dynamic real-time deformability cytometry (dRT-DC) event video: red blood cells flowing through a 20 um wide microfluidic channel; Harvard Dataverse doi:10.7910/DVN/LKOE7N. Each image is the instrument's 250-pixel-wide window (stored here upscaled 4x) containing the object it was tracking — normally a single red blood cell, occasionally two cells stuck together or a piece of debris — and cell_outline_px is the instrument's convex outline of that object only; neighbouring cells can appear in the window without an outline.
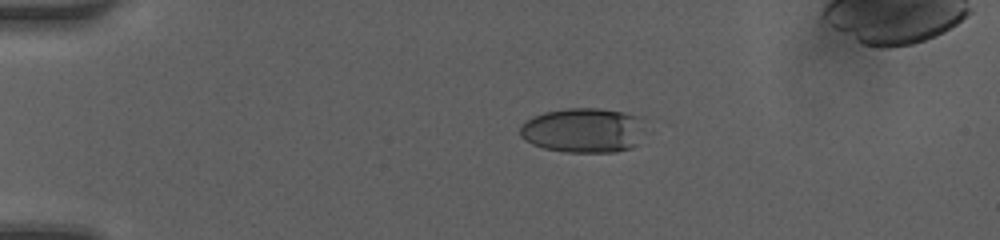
{"species": "human", "species_latin": "Homo sapiens", "temperature_condition": "room temperature", "stored_images_in_passage": 44, "camera_frame_rate_fps": 3000, "um_per_image_px": 0.085, "donor": {"sex": "female"}, "frame": {"image": 1, "passage_image": 6, "time_ms": 1.667, "image_size_px": [1000, 240], "cell_outline_px": [[640, 116], [636, 144], [632, 148], [616, 152], [564, 152], [544, 148], [532, 144], [524, 140], [520, 136], [520, 128], [532, 116], [544, 112], [568, 108], [596, 108], [624, 112]], "centroid_in_image_um": [49.5, 11.08], "position_along_channel_um": 35.5, "area_um2": 32.14}}
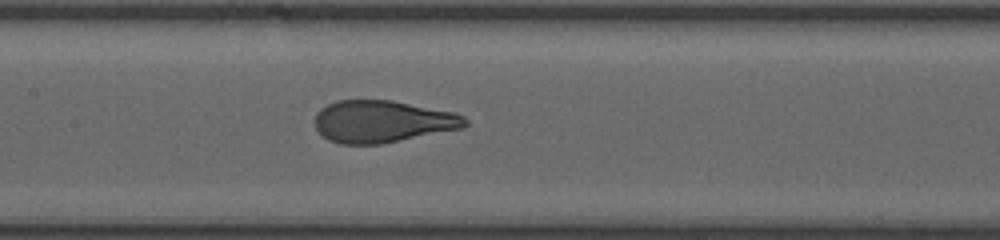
{"frame": {"image": 2, "passage_image": 20, "time_ms": 6.333, "image_size_px": [1000, 240], "cell_outline_px": [[468, 124], [460, 128], [380, 144], [340, 144], [328, 140], [316, 128], [316, 112], [320, 108], [336, 100], [392, 100], [452, 112], [464, 116], [468, 120]], "centroid_in_image_um": [32.47, 10.32], "position_along_channel_um": 174.9, "area_um2": 36.53}}
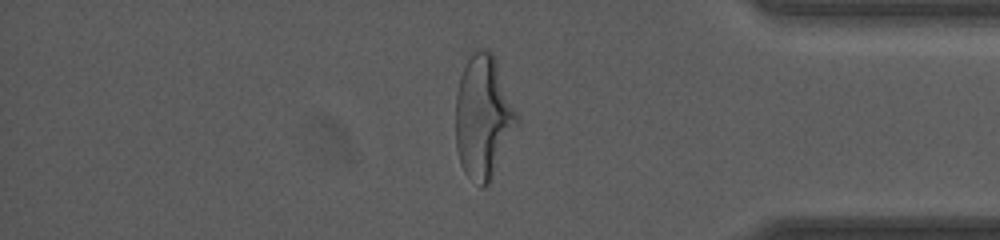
{"frame": {"image": 3, "passage_image": 37, "time_ms": 12.0, "image_size_px": [1000, 240], "cell_outline_px": [[520, 124], [488, 184], [484, 188], [480, 188], [464, 172], [460, 164], [456, 148], [456, 92], [460, 76], [472, 48], [484, 48], [492, 52], [496, 60], [520, 116]], "centroid_in_image_um": [41.1, 9.93], "position_along_channel_um": 394.1, "area_um2": 44.85}}